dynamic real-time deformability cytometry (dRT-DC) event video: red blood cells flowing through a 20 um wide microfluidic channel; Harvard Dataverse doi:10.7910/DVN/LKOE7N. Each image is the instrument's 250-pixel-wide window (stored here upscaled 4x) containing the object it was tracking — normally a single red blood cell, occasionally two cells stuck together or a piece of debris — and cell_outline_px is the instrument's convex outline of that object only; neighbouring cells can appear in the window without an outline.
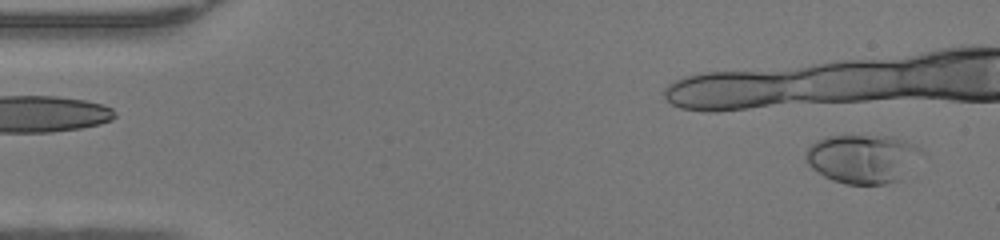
{"species": "human", "species_latin": "Homo sapiens", "temperature_condition": "warm", "stored_images_in_passage": 35, "camera_frame_rate_fps": 3000, "um_per_image_px": 0.085, "donor": {"sex": "female"}, "frame": {"image": 1, "passage_image": 2, "time_ms": 0.333, "image_size_px": [1000, 240], "cell_outline_px": [[920, 152], [896, 180], [884, 184], [844, 184], [832, 180], [824, 176], [812, 168], [808, 164], [804, 156], [808, 148], [816, 140], [828, 136], [892, 136], [904, 140], [920, 148]], "centroid_in_image_um": [73.2, 13.47], "position_along_channel_um": 11.8, "area_um2": 31.96}}
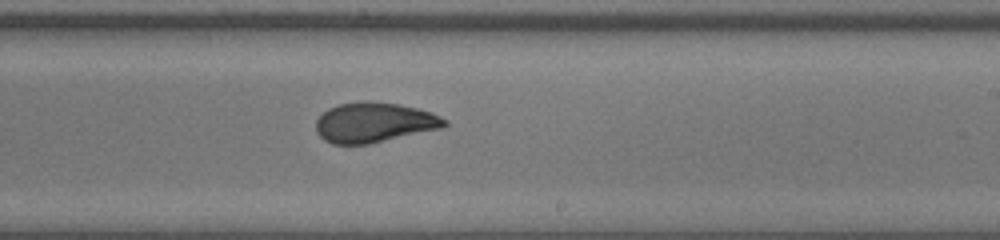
{"frame": {"image": 2, "passage_image": 24, "time_ms": 7.667, "image_size_px": [1000, 240], "cell_outline_px": [[448, 124], [444, 128], [368, 144], [332, 144], [324, 140], [316, 132], [316, 120], [328, 108], [340, 104], [364, 100], [400, 104], [432, 112], [448, 120]], "centroid_in_image_um": [31.83, 10.41], "position_along_channel_um": 257.2, "area_um2": 30.17}}
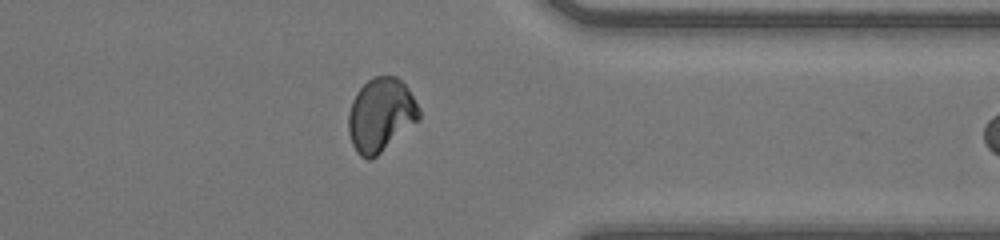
{"frame": {"image": 3, "passage_image": 33, "time_ms": 10.667, "image_size_px": [1000, 240], "cell_outline_px": [[420, 120], [372, 160], [368, 160], [360, 156], [356, 152], [352, 144], [348, 132], [348, 112], [352, 100], [356, 92], [372, 76], [396, 76], [408, 88], [420, 108]], "centroid_in_image_um": [32.36, 9.78], "position_along_channel_um": 379.0, "area_um2": 30.69}}